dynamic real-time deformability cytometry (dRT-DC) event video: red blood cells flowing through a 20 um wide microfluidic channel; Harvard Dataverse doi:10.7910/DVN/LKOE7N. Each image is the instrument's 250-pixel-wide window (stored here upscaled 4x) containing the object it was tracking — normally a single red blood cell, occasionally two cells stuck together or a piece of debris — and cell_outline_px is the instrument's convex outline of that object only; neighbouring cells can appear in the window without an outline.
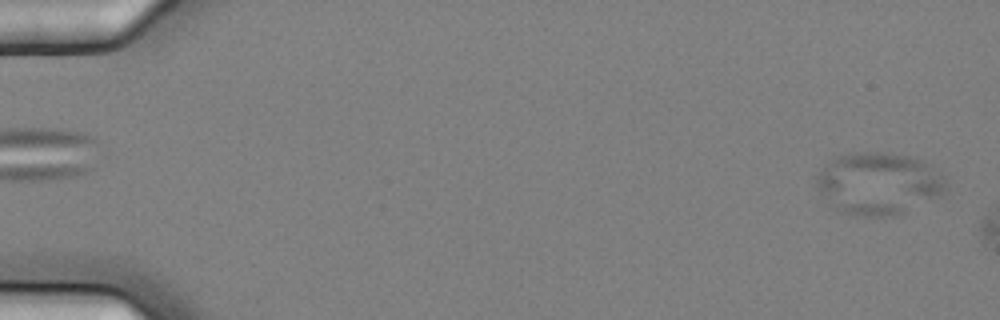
{"species": "common noctule bat (a hibernating species)", "species_latin": "Nyctalus noctula", "temperature_condition": "cold", "stored_images_in_passage": 6, "camera_frame_rate_fps": 3000, "um_per_image_px": 0.085, "animal": {"sex": "female", "body_mass_g": 25.1}, "frame": {"image": 1, "passage_image": 6, "time_ms": 1.667, "image_size_px": [1000, 320], "cell_outline_px": [[948, 184], [944, 192], [940, 196], [892, 216], [864, 216], [836, 212], [816, 188], [816, 176], [824, 164], [832, 156], [860, 152], [884, 152], [908, 156], [924, 160], [940, 172], [944, 176]], "centroid_in_image_um": [74.64, 15.58], "position_along_channel_um": 10.4, "area_um2": 47.4}}